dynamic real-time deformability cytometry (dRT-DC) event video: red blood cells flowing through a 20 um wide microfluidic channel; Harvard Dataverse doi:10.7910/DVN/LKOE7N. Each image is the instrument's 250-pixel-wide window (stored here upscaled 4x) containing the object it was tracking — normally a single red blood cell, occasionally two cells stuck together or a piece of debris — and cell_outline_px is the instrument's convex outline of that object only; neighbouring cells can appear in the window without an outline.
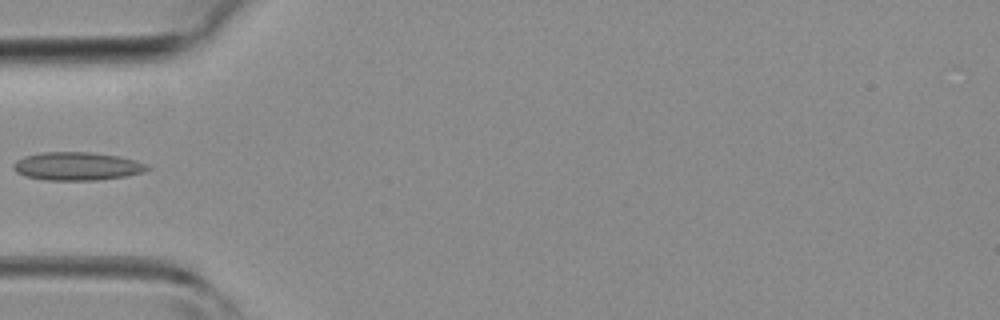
{"species": "common noctule bat (a hibernating species)", "species_latin": "Nyctalus noctula", "temperature_condition": "room temperature", "stored_images_in_passage": 3, "camera_frame_rate_fps": 3000, "um_per_image_px": 0.085, "animal": {"sex": "female", "body_mass_g": 19.3, "forearm_length_mm": 54.1}, "frame": {"image": 1, "passage_image": 3, "time_ms": 2.333, "image_size_px": [1000, 320], "cell_outline_px": [[152, 168], [144, 172], [124, 176], [96, 180], [44, 180], [28, 176], [16, 172], [12, 168], [12, 164], [16, 160], [24, 156], [40, 152], [88, 152], [120, 156], [136, 160], [148, 164]], "centroid_in_image_um": [6.56, 14.12], "position_along_channel_um": 78.4, "area_um2": 22.14}}